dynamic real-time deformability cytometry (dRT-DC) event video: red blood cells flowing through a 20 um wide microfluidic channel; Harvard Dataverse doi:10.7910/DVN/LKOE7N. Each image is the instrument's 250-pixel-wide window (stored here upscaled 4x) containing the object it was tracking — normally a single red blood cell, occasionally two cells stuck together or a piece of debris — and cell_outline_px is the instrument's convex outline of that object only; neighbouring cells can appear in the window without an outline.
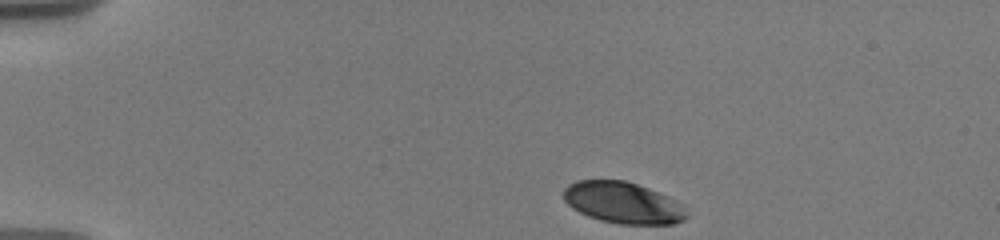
{"species": "human", "species_latin": "Homo sapiens", "temperature_condition": "warm", "stored_images_in_passage": 64, "camera_frame_rate_fps": 3000, "um_per_image_px": 0.085, "donor": {"sex": "male"}, "frame": {"image": 1, "passage_image": 1, "time_ms": 0.0, "image_size_px": [1000, 240], "cell_outline_px": [[688, 216], [684, 220], [672, 224], [620, 224], [600, 220], [588, 216], [572, 208], [564, 200], [564, 188], [568, 184], [576, 180], [624, 180], [648, 188], [668, 196], [676, 200]], "centroid_in_image_um": [52.92, 17.23], "position_along_channel_um": 32.1, "area_um2": 29.54}}
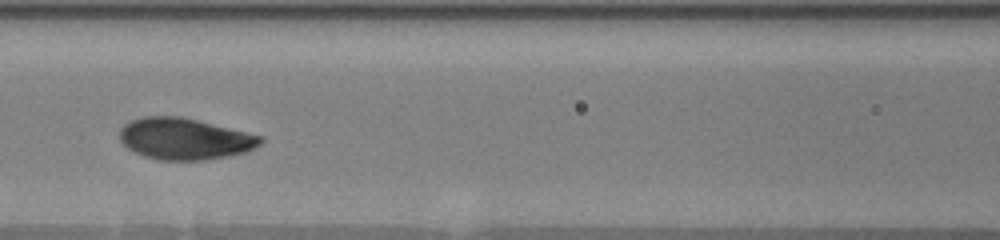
{"frame": {"image": 2, "passage_image": 28, "time_ms": 5.333, "image_size_px": [1000, 240], "cell_outline_px": [[264, 140], [260, 144], [244, 152], [228, 156], [204, 160], [160, 160], [144, 156], [128, 148], [120, 140], [120, 128], [124, 124], [132, 120], [144, 116], [180, 116], [264, 136]], "centroid_in_image_um": [15.69, 11.79], "position_along_channel_um": 150.9, "area_um2": 33.87}}
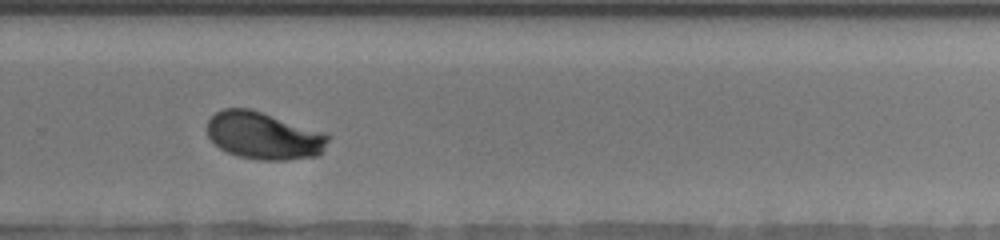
{"frame": {"image": 3, "passage_image": 47, "time_ms": 9.667, "image_size_px": [1000, 240], "cell_outline_px": [[332, 136], [324, 152], [320, 156], [288, 160], [256, 160], [236, 156], [220, 148], [208, 136], [208, 120], [216, 112], [224, 108], [248, 108]], "centroid_in_image_um": [22.44, 11.57], "position_along_channel_um": 307.4, "area_um2": 33.18}, "authors_computed_cell_mechanics": {"area_um2": 33.4084, "velocity_mm_per_s": 3.6228, "shape_relaxation_time_tau1_ms": 4.2227, "shape_relaxation_time_tau2_ms": null, "deformation_change_tau1": 0.1559, "deformation_change_tau2": null}}